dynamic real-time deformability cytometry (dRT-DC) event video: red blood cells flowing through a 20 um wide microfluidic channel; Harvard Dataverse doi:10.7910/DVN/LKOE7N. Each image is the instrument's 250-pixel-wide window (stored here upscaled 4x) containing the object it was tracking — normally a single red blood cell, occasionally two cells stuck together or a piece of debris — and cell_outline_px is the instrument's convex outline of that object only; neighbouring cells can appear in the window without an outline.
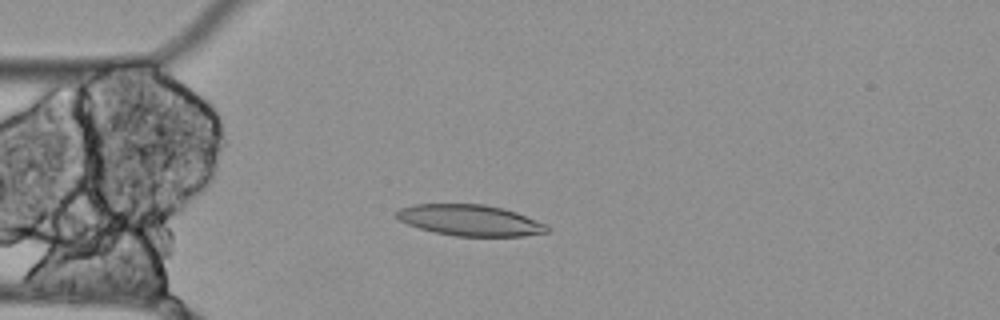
{"species": "Egyptian fruit bat (a non-hibernating species)", "species_latin": "Rousettus aegyptiacus", "temperature_condition": "cold", "stored_images_in_passage": 56, "camera_frame_rate_fps": 3000, "um_per_image_px": 0.085, "animal": {"sex": "female"}, "frame": {"image": 1, "passage_image": 14, "time_ms": 4.333, "image_size_px": [1000, 320], "cell_outline_px": [[548, 232], [524, 236], [456, 236], [436, 232], [420, 228], [408, 224], [400, 220], [396, 216], [396, 212], [400, 208], [412, 204], [484, 204], [504, 208], [516, 212], [548, 224]], "centroid_in_image_um": [39.98, 18.72], "position_along_channel_um": 45.0, "area_um2": 27.22}}
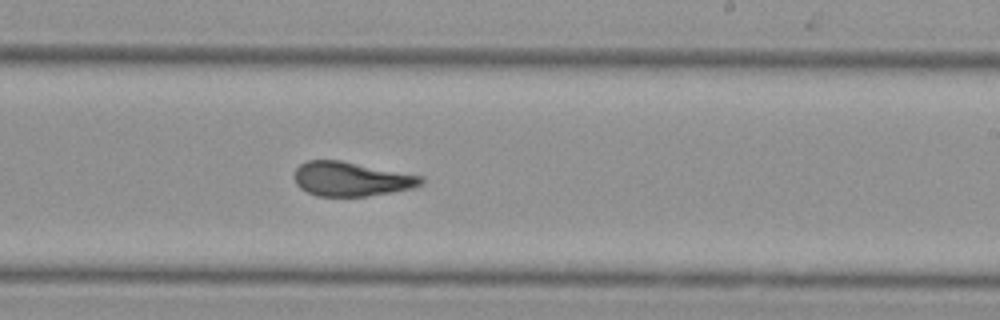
{"frame": {"image": 2, "passage_image": 33, "time_ms": 10.667, "image_size_px": [1000, 320], "cell_outline_px": [[424, 184], [412, 188], [392, 192], [368, 196], [316, 196], [300, 188], [296, 184], [292, 176], [296, 168], [300, 164], [308, 160], [340, 160], [424, 176]], "centroid_in_image_um": [29.85, 15.21], "position_along_channel_um": 259.2, "area_um2": 25.55}}
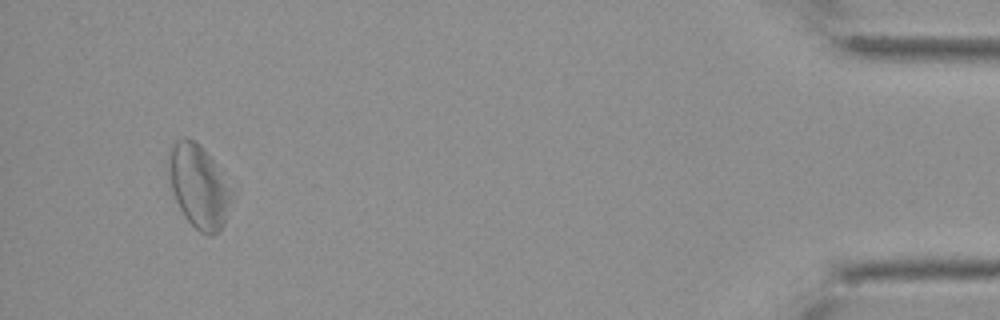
{"frame": {"image": 3, "passage_image": 53, "time_ms": 17.333, "image_size_px": [1000, 320], "cell_outline_px": [[228, 200], [224, 224], [212, 236], [208, 236], [200, 232], [184, 216], [176, 200], [172, 188], [168, 168], [168, 152], [176, 140], [188, 136], [200, 144], [212, 160], [228, 188]], "centroid_in_image_um": [16.8, 15.8], "position_along_channel_um": 418.4, "area_um2": 29.25}, "authors_computed_cell_mechanics": {"area_um2": 27.5706, "velocity_mm_per_s": 3.4639, "shape_relaxation_time_tau1_ms": null, "shape_relaxation_time_tau2_ms": 3.725, "deformation_change_tau1": null, "deformation_change_tau2": 0.1181}}